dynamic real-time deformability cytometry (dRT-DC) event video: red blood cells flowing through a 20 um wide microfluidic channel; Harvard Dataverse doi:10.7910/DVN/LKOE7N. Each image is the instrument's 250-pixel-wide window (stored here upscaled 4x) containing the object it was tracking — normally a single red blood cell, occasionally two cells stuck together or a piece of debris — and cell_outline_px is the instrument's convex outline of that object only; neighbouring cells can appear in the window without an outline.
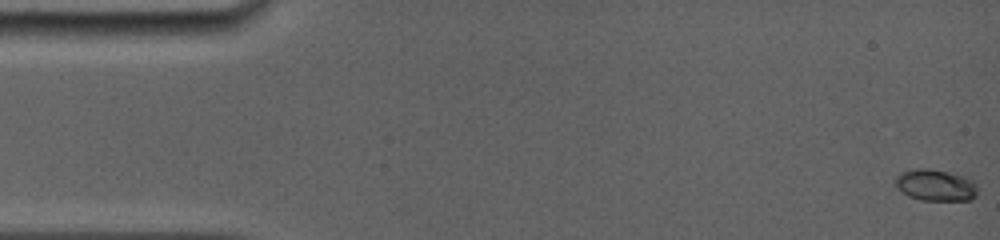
{"species": "common noctule bat (a hibernating species)", "species_latin": "Nyctalus noctula", "temperature_condition": "room temperature", "stored_images_in_passage": 35, "camera_frame_rate_fps": 5000, "um_per_image_px": 0.085, "animal": {"sex": "female", "body_mass_g": 19.0, "forearm_length_mm": 56.7}, "frame": {"image": 1, "passage_image": 1, "time_ms": 0.0, "image_size_px": [1000, 240], "cell_outline_px": [[976, 196], [972, 200], [920, 200], [908, 196], [896, 188], [892, 180], [900, 172], [916, 168], [928, 168], [948, 172], [964, 176], [972, 180], [976, 184]], "centroid_in_image_um": [79.46, 15.73], "position_along_channel_um": 5.5, "area_um2": 15.37}}
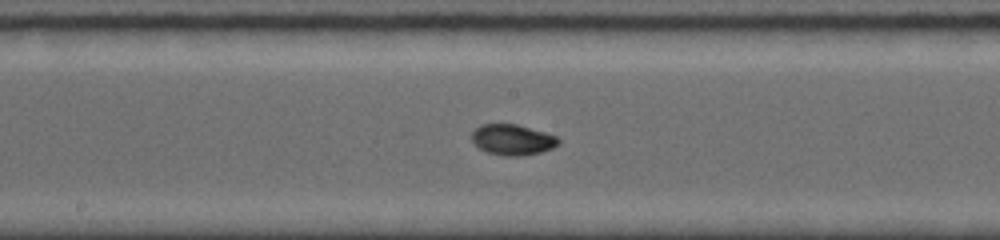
{"frame": {"image": 2, "passage_image": 19, "time_ms": 8.4, "image_size_px": [1000, 240], "cell_outline_px": [[560, 144], [552, 148], [540, 152], [524, 156], [504, 156], [488, 152], [480, 148], [472, 140], [472, 132], [480, 124], [516, 124], [544, 132], [556, 136], [560, 140]], "centroid_in_image_um": [43.58, 11.88], "position_along_channel_um": 204.6, "area_um2": 15.43}}
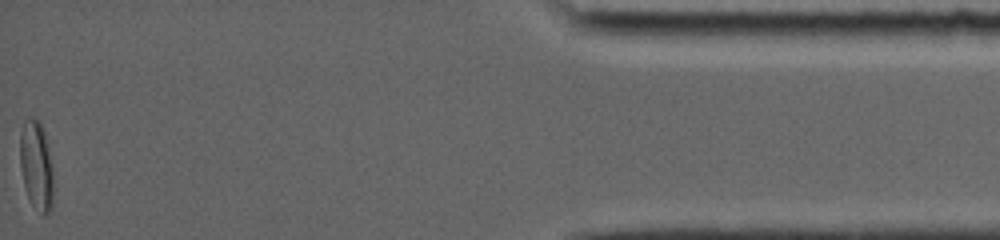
{"frame": {"image": 3, "passage_image": 35, "time_ms": 16.0, "image_size_px": [1000, 240], "cell_outline_px": [[52, 208], [44, 216], [32, 204], [28, 196], [24, 184], [20, 168], [20, 132], [24, 120], [36, 116], [40, 120], [44, 128], [52, 168]], "centroid_in_image_um": [3.08, 14.0], "position_along_channel_um": 432.1, "area_um2": 17.4}, "authors_computed_cell_mechanics": {"area_um2": 15.028, "velocity_mm_per_s": 3.9598, "shape_relaxation_time_tau1_ms": 4.4502, "shape_relaxation_time_tau2_ms": null, "deformation_change_tau1": 0.1934, "deformation_change_tau2": null}}